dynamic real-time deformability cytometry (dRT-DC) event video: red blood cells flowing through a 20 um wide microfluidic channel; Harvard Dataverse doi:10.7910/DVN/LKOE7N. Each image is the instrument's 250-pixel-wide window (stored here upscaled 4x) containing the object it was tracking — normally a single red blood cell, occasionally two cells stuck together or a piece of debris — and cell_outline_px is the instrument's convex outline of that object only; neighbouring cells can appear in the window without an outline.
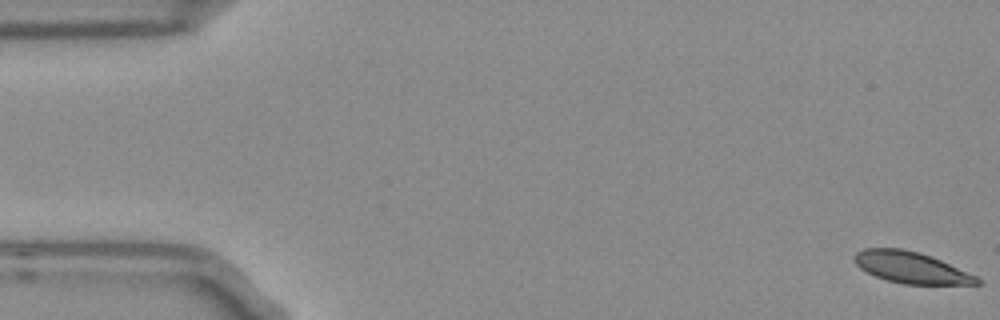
{"species": "Egyptian fruit bat (a non-hibernating species)", "species_latin": "Rousettus aegyptiacus", "temperature_condition": "room temperature", "stored_images_in_passage": 17, "camera_frame_rate_fps": 3000, "um_per_image_px": 0.085, "frame": {"image": 1, "passage_image": 1, "time_ms": 0.0, "image_size_px": [1000, 320], "cell_outline_px": [[980, 284], [904, 284], [888, 280], [876, 276], [860, 268], [852, 260], [852, 256], [856, 252], [864, 248], [900, 248], [920, 252], [932, 256], [976, 276], [980, 280]], "centroid_in_image_um": [77.4, 22.72], "position_along_channel_um": 7.6, "area_um2": 22.31}}
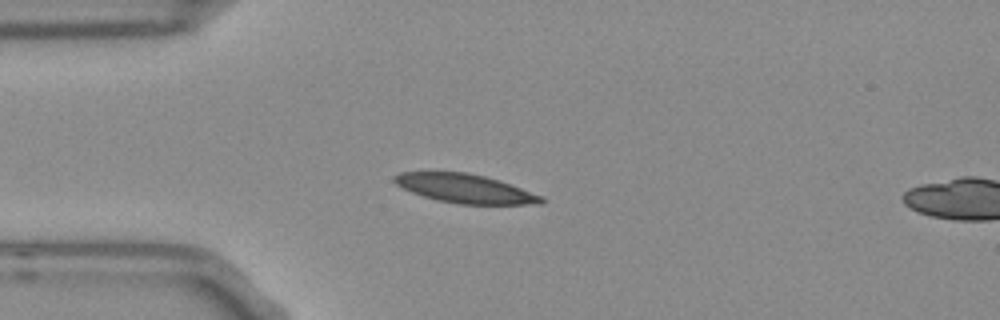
{"frame": {"image": 2, "passage_image": 14, "time_ms": 4.333, "image_size_px": [1000, 320], "cell_outline_px": [[544, 204], [460, 204], [436, 200], [412, 192], [396, 184], [392, 180], [392, 176], [400, 172], [464, 172], [484, 176], [544, 196]], "centroid_in_image_um": [39.51, 16.03], "position_along_channel_um": 45.5, "area_um2": 24.45}}